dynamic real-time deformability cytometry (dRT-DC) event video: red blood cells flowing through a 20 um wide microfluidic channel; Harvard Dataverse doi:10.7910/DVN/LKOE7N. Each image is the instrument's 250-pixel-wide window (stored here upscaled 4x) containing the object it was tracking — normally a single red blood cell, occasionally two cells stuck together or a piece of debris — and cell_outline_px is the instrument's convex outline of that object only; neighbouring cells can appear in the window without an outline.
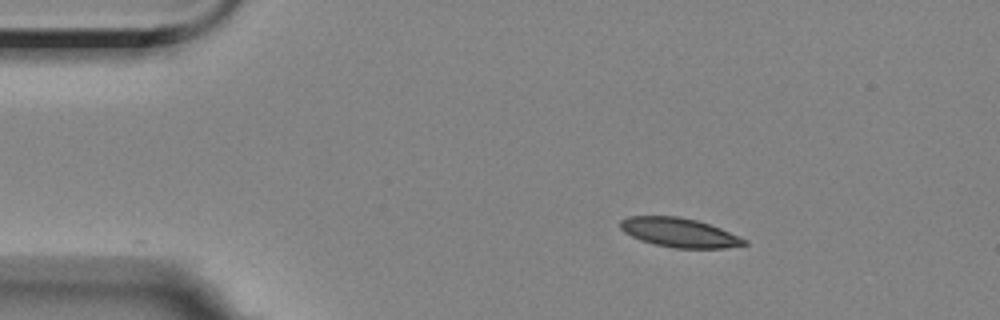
{"species": "Egyptian fruit bat (a non-hibernating species)", "species_latin": "Rousettus aegyptiacus", "temperature_condition": "room temperature", "stored_images_in_passage": 49, "camera_frame_rate_fps": 3000, "um_per_image_px": 0.085, "animal": {"sex": "female"}, "frame": {"image": 1, "passage_image": 1, "time_ms": 0.0, "image_size_px": [1000, 320], "cell_outline_px": [[748, 244], [724, 248], [676, 248], [652, 244], [640, 240], [624, 232], [620, 228], [620, 220], [628, 216], [676, 216], [696, 220], [720, 228], [748, 240]], "centroid_in_image_um": [57.72, 19.77], "position_along_channel_um": 27.3, "area_um2": 21.04}}
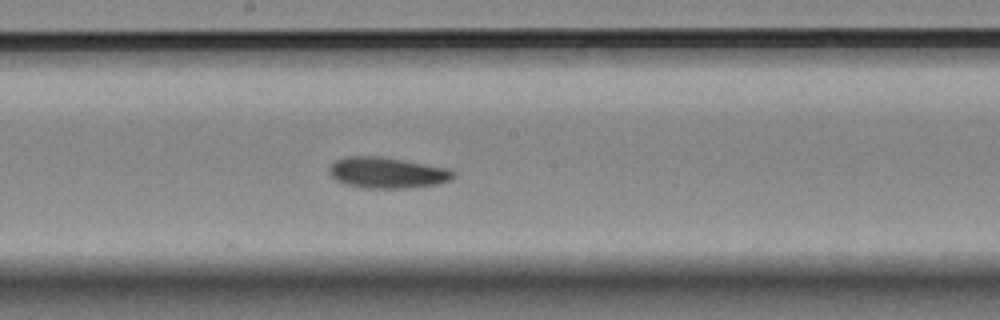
{"frame": {"image": 2, "passage_image": 22, "time_ms": 7.0, "image_size_px": [1000, 320], "cell_outline_px": [[456, 176], [452, 180], [440, 184], [404, 188], [364, 188], [344, 184], [336, 180], [328, 172], [328, 168], [336, 160], [348, 156], [380, 156], [404, 160], [448, 168], [456, 172]], "centroid_in_image_um": [32.94, 14.68], "position_along_channel_um": 215.3, "area_um2": 22.6}}
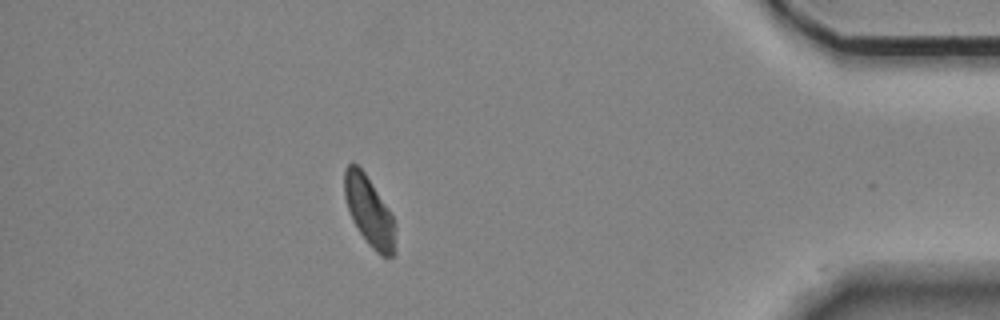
{"frame": {"image": 3, "passage_image": 42, "time_ms": 13.667, "image_size_px": [1000, 320], "cell_outline_px": [[396, 252], [392, 256], [380, 256], [368, 244], [352, 220], [344, 196], [344, 172], [348, 164], [356, 164], [364, 172], [392, 212], [396, 224]], "centroid_in_image_um": [31.43, 18.0], "position_along_channel_um": 403.8, "area_um2": 20.87}, "authors_computed_cell_mechanics": {"area_um2": 21.675, "velocity_mm_per_s": 3.4916, "shape_relaxation_time_tau1_ms": 4.959, "shape_relaxation_time_tau2_ms": 3.1546, "deformation_change_tau1": 0.1067, "deformation_change_tau2": 0.0877}}